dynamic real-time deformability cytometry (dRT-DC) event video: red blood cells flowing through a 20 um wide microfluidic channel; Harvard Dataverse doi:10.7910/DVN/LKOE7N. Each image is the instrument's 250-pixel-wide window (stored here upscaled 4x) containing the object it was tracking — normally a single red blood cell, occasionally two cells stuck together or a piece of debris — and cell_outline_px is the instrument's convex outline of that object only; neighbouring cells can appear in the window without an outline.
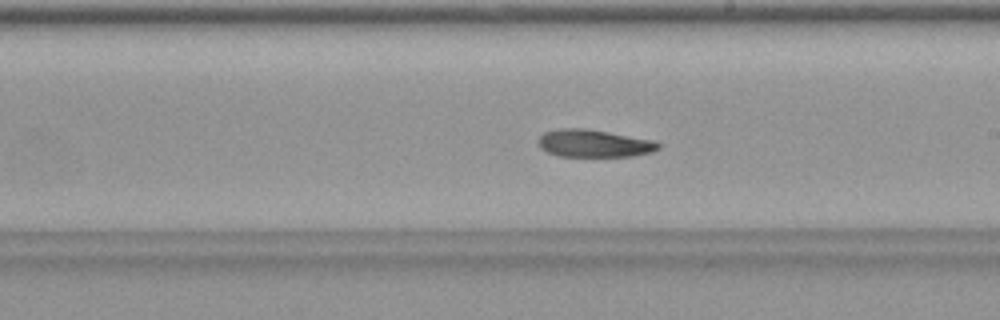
{"species": "common noctule bat (a hibernating species)", "species_latin": "Nyctalus noctula", "temperature_condition": "warm", "stored_images_in_passage": 42, "camera_frame_rate_fps": 3000, "um_per_image_px": 0.085, "animal": {"sex": "female", "body_mass_g": 19.9}, "frame": {"image": 1, "passage_image": 24, "time_ms": 7.667, "image_size_px": [1000, 320], "cell_outline_px": [[660, 148], [652, 152], [632, 156], [560, 156], [548, 152], [540, 148], [540, 136], [544, 132], [560, 128], [584, 128], [656, 140], [660, 144]], "centroid_in_image_um": [50.53, 12.18], "position_along_channel_um": 238.5, "area_um2": 19.19}}
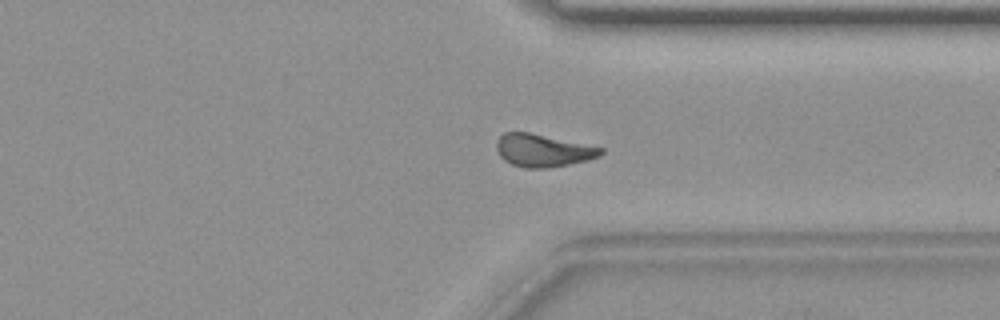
{"frame": {"image": 2, "passage_image": 32, "time_ms": 10.333, "image_size_px": [1000, 320], "cell_outline_px": [[604, 152], [600, 156], [588, 160], [568, 164], [544, 168], [524, 168], [512, 164], [504, 160], [500, 156], [496, 148], [496, 140], [504, 132], [528, 132], [604, 148]], "centroid_in_image_um": [46.13, 12.79], "position_along_channel_um": 365.3, "area_um2": 19.71}}
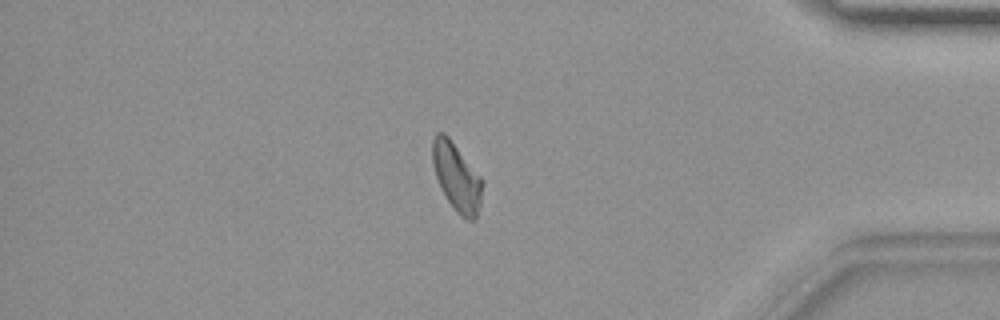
{"frame": {"image": 3, "passage_image": 36, "time_ms": 11.667, "image_size_px": [1000, 320], "cell_outline_px": [[484, 184], [480, 204], [476, 220], [468, 220], [460, 216], [456, 212], [440, 188], [432, 164], [432, 140], [436, 132], [444, 132], [448, 136], [480, 176]], "centroid_in_image_um": [38.81, 15.06], "position_along_channel_um": 396.4, "area_um2": 19.83}}